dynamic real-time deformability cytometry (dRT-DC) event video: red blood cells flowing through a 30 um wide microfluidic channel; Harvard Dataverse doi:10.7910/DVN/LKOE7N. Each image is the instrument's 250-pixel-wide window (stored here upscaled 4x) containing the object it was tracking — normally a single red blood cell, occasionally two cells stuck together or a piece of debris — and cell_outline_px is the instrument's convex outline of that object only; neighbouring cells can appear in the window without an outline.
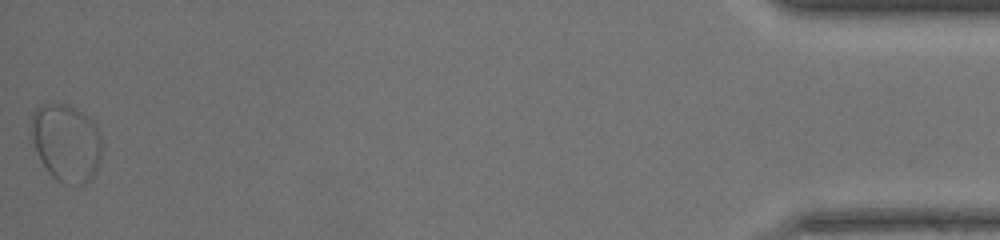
{"species": "common noctule bat (a hibernating species)", "species_latin": "Nyctalus noctula", "temperature_condition": "warm", "stored_images_in_passage": 53, "segment_of_instrument_passage": [2, 2], "camera_frame_rate_fps": 3000, "um_per_image_px": 0.085, "animal": {"sex": "female", "body_mass_g": 17.0, "forearm_length_mm": 48.0}, "frame": {"image": 1, "passage_image": 53, "time_ms": 17.333, "image_size_px": [1000, 240], "cell_outline_px": [[100, 156], [96, 172], [84, 184], [64, 184], [56, 180], [48, 172], [40, 160], [28, 132], [28, 128], [32, 112], [40, 104], [64, 104], [76, 108], [100, 132]], "centroid_in_image_um": [5.55, 12.13], "position_along_channel_um": 429.7, "area_um2": 31.96}}